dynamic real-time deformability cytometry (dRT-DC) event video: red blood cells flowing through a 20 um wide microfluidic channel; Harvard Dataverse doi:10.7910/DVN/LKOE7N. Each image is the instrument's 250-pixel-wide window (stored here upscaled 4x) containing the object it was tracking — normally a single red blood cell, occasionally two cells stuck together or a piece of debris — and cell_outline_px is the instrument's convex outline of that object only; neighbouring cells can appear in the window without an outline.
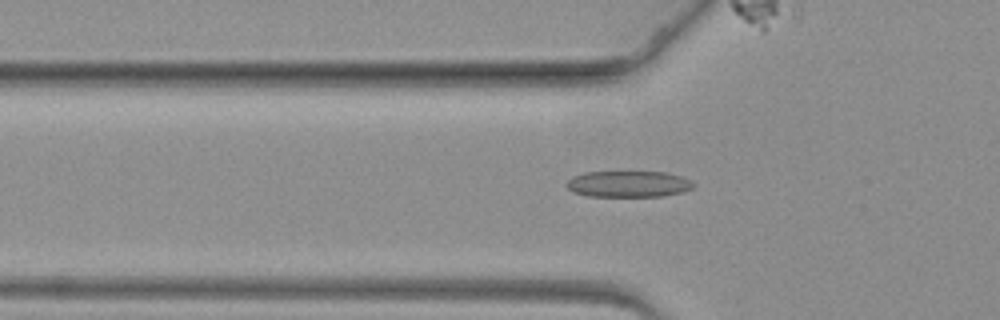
{"species": "common noctule bat (a hibernating species)", "species_latin": "Nyctalus noctula", "temperature_condition": "warm", "stored_images_in_passage": 43, "camera_frame_rate_fps": 3000, "um_per_image_px": 0.085, "animal": {"sex": "female", "body_mass_g": 19.3, "forearm_length_mm": 54.1}, "frame": {"image": 1, "passage_image": 10, "time_ms": 3.0, "image_size_px": [1000, 320], "cell_outline_px": [[696, 184], [692, 188], [680, 192], [660, 196], [588, 196], [572, 192], [564, 184], [572, 176], [584, 172], [664, 172], [680, 176]], "centroid_in_image_um": [53.35, 15.64], "position_along_channel_um": 72.5, "area_um2": 19.31}}
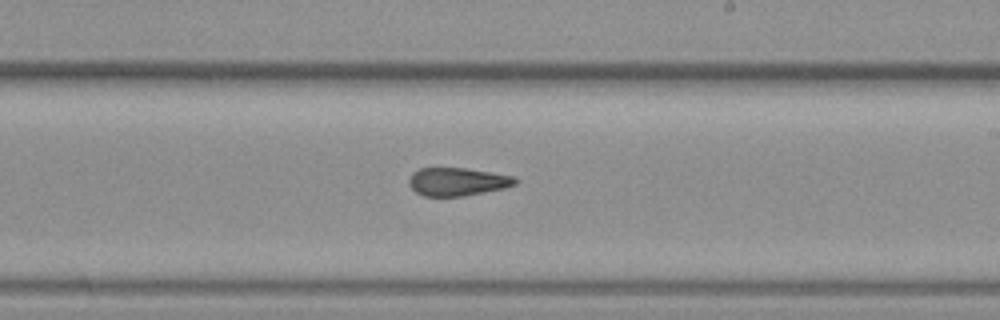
{"frame": {"image": 2, "passage_image": 26, "time_ms": 8.333, "image_size_px": [1000, 320], "cell_outline_px": [[520, 180], [516, 184], [504, 188], [464, 196], [424, 196], [416, 192], [408, 184], [408, 180], [412, 172], [420, 168], [464, 168], [516, 176]], "centroid_in_image_um": [38.89, 15.44], "position_along_channel_um": 250.1, "area_um2": 17.51}}
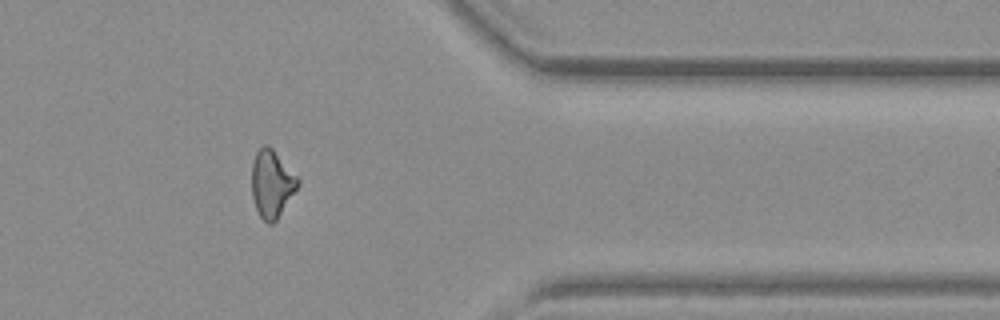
{"frame": {"image": 3, "passage_image": 40, "time_ms": 13.0, "image_size_px": [1000, 320], "cell_outline_px": [[300, 184], [276, 220], [272, 224], [268, 224], [260, 216], [256, 208], [252, 196], [252, 164], [256, 152], [264, 144], [268, 144], [272, 148], [300, 180]], "centroid_in_image_um": [23.1, 15.61], "position_along_channel_um": 388.3, "area_um2": 17.92}}